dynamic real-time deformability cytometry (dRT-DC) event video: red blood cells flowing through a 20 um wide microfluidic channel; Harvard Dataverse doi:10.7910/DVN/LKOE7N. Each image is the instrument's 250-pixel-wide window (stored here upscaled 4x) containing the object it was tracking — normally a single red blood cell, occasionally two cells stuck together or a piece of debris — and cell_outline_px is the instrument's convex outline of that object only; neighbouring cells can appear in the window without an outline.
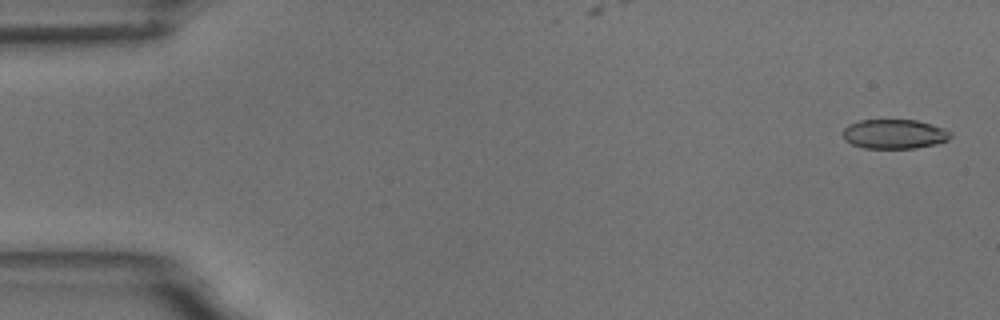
{"species": "common noctule bat (a hibernating species)", "species_latin": "Nyctalus noctula", "temperature_condition": "room temperature", "stored_images_in_passage": 56, "camera_frame_rate_fps": 3000, "um_per_image_px": 0.085, "animal": {"sex": "male", "body_mass_g": 18.8}, "frame": {"image": 1, "passage_image": 2, "time_ms": 0.333, "image_size_px": [1000, 320], "cell_outline_px": [[952, 136], [948, 140], [936, 144], [916, 148], [864, 148], [852, 144], [844, 140], [844, 128], [848, 124], [860, 120], [916, 120], [944, 128], [952, 132]], "centroid_in_image_um": [76.03, 11.39], "position_along_channel_um": 9.0, "area_um2": 18.5}}
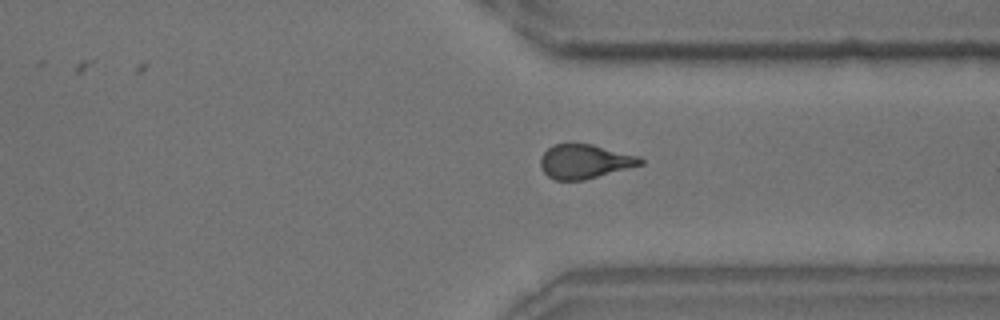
{"frame": {"image": 2, "passage_image": 42, "time_ms": 13.667, "image_size_px": [1000, 320], "cell_outline_px": [[644, 164], [584, 180], [556, 180], [548, 176], [540, 168], [540, 156], [552, 144], [592, 144], [640, 156], [644, 160]], "centroid_in_image_um": [49.7, 13.72], "position_along_channel_um": 361.7, "area_um2": 20.0}}
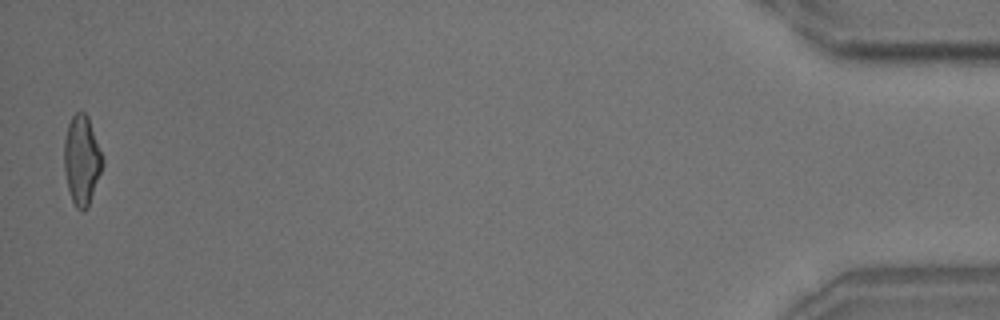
{"frame": {"image": 3, "passage_image": 55, "time_ms": 18.0, "image_size_px": [1000, 320], "cell_outline_px": [[104, 164], [88, 208], [84, 212], [76, 208], [72, 200], [68, 188], [64, 172], [64, 140], [68, 124], [72, 116], [76, 112], [84, 112], [88, 116], [104, 160]], "centroid_in_image_um": [6.95, 13.63], "position_along_channel_um": 428.2, "area_um2": 20.11}, "authors_computed_cell_mechanics": {"area_um2": 20.1722, "velocity_mm_per_s": 3.6597, "shape_relaxation_time_tau1_ms": 8.7129, "shape_relaxation_time_tau2_ms": 1.6804, "deformation_change_tau1": 0.2141, "deformation_change_tau2": 0.0942}}